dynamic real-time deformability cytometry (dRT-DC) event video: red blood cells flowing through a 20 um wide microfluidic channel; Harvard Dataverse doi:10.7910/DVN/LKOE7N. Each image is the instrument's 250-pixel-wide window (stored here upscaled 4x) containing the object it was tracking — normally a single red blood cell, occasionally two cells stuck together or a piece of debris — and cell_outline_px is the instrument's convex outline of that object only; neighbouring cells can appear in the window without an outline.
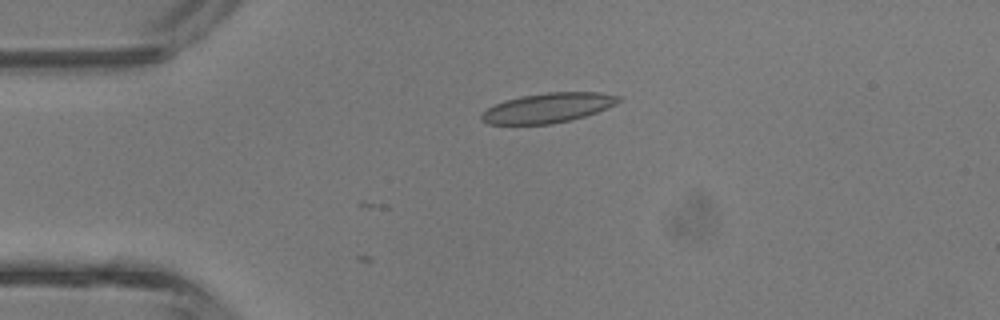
{"species": "common noctule bat (a hibernating species)", "species_latin": "Nyctalus noctula", "temperature_condition": "room temperature", "stored_images_in_passage": 2, "camera_frame_rate_fps": 3000, "um_per_image_px": 0.085, "animal": {"sex": "male", "body_mass_g": 13.3}, "frame": {"image": 1, "passage_image": 2, "time_ms": 0.333, "image_size_px": [1000, 320], "cell_outline_px": [[624, 100], [616, 104], [596, 112], [572, 120], [552, 124], [488, 124], [480, 120], [480, 116], [488, 108], [496, 104], [508, 100], [524, 96], [548, 92], [600, 92], [620, 96]], "centroid_in_image_um": [46.62, 9.17], "position_along_channel_um": 38.4, "area_um2": 23.58}}